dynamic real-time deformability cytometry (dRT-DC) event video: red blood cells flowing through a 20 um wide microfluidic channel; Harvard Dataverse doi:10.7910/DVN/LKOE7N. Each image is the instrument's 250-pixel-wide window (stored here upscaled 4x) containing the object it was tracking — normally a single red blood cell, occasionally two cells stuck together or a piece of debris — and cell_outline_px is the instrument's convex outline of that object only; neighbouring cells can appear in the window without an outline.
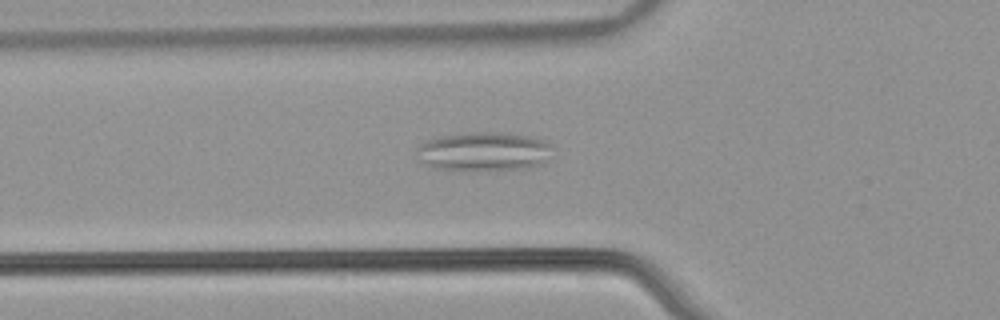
{"species": "common noctule bat (a hibernating species)", "species_latin": "Nyctalus noctula", "temperature_condition": "warm", "stored_images_in_passage": 53, "camera_frame_rate_fps": 3000, "um_per_image_px": 0.085, "animal": {"sex": "male", "body_mass_g": 21.5, "forearm_length_mm": 52.0}, "frame": {"image": 1, "passage_image": 19, "time_ms": 6.0, "image_size_px": [1000, 320], "cell_outline_px": [[548, 144], [544, 160], [540, 164], [528, 168], [444, 172], [428, 168], [420, 160], [416, 148], [420, 144], [428, 140], [440, 136], [472, 132], [496, 132], [528, 136], [544, 140]], "centroid_in_image_um": [40.95, 12.91], "position_along_channel_um": 84.8, "area_um2": 30.92}}
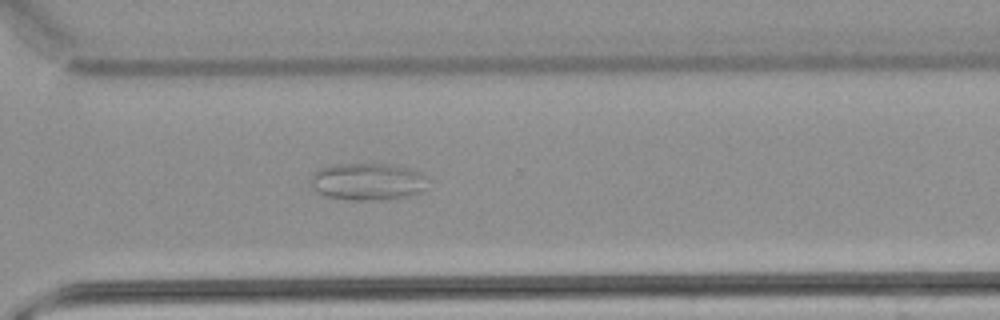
{"frame": {"image": 2, "passage_image": 39, "time_ms": 12.667, "image_size_px": [1000, 320], "cell_outline_px": [[428, 176], [424, 188], [420, 192], [408, 196], [380, 200], [352, 200], [324, 196], [316, 192], [312, 188], [312, 176], [320, 168], [336, 164], [392, 164], [412, 168], [424, 172]], "centroid_in_image_um": [31.29, 15.43], "position_along_channel_um": 339.3, "area_um2": 25.61}}
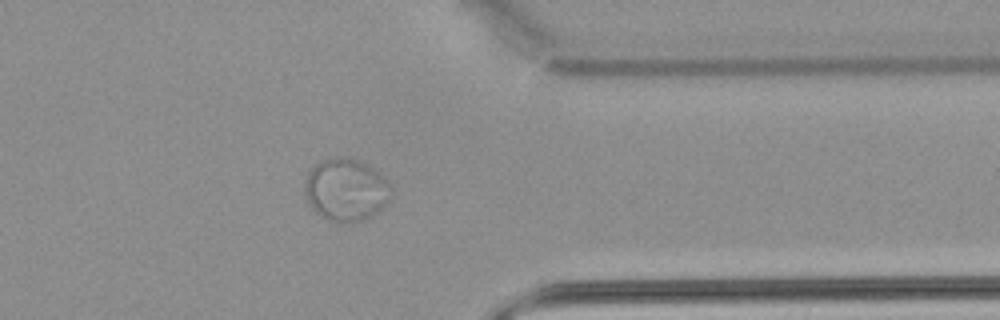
{"frame": {"image": 3, "passage_image": 43, "time_ms": 14.0, "image_size_px": [1000, 320], "cell_outline_px": [[392, 188], [388, 204], [372, 216], [364, 220], [344, 224], [336, 224], [320, 216], [308, 204], [304, 196], [304, 180], [308, 172], [320, 160], [332, 156], [348, 156], [380, 172], [388, 180]], "centroid_in_image_um": [29.39, 16.15], "position_along_channel_um": 382.0, "area_um2": 32.37}}